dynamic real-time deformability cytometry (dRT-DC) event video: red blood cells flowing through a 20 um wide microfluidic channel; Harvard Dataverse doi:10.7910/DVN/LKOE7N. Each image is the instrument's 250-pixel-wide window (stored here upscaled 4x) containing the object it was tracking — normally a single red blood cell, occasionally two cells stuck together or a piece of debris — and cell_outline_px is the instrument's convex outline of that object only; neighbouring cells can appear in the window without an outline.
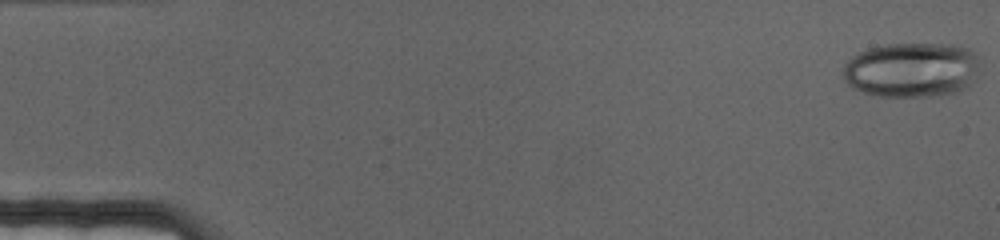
{"species": "human", "species_latin": "Homo sapiens", "temperature_condition": "cold", "stored_images_in_passage": 70, "camera_frame_rate_fps": 3000, "um_per_image_px": 0.085, "donor": {"sex": "female"}, "frame": {"image": 1, "passage_image": 1, "time_ms": 0.0, "image_size_px": [1000, 240], "cell_outline_px": [[980, 72], [976, 80], [968, 88], [960, 92], [936, 96], [880, 96], [864, 92], [852, 88], [844, 80], [844, 64], [852, 56], [868, 48], [888, 44], [952, 44], [968, 48], [976, 52]], "centroid_in_image_um": [77.56, 5.94], "position_along_channel_um": 7.4, "area_um2": 44.45}}
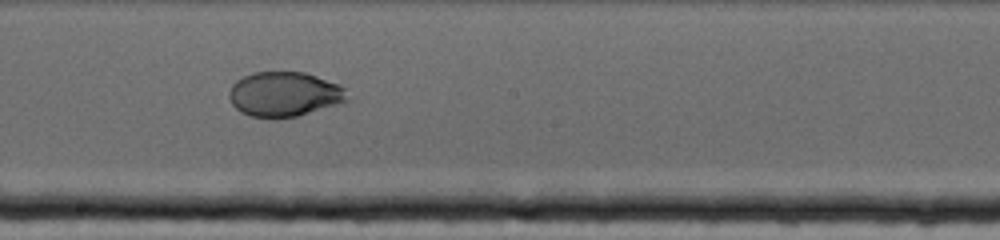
{"frame": {"image": 2, "passage_image": 39, "time_ms": 12.667, "image_size_px": [1000, 240], "cell_outline_px": [[352, 100], [340, 104], [296, 116], [252, 116], [240, 112], [232, 104], [228, 96], [228, 92], [232, 84], [236, 80], [252, 72], [304, 72], [340, 84], [344, 88]], "centroid_in_image_um": [24.2, 7.98], "position_along_channel_um": 224.0, "area_um2": 30.75}}
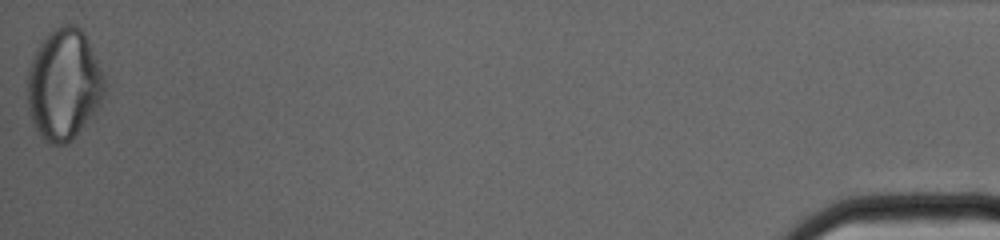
{"frame": {"image": 3, "passage_image": 70, "time_ms": 23.0, "image_size_px": [1000, 240], "cell_outline_px": [[108, 88], [100, 104], [92, 116], [72, 140], [68, 144], [48, 144], [40, 136], [32, 124], [28, 112], [28, 68], [44, 36], [48, 32], [60, 24], [76, 24], [84, 32], [104, 72], [108, 84]], "centroid_in_image_um": [5.46, 7.18], "position_along_channel_um": 429.7, "area_um2": 50.75}}